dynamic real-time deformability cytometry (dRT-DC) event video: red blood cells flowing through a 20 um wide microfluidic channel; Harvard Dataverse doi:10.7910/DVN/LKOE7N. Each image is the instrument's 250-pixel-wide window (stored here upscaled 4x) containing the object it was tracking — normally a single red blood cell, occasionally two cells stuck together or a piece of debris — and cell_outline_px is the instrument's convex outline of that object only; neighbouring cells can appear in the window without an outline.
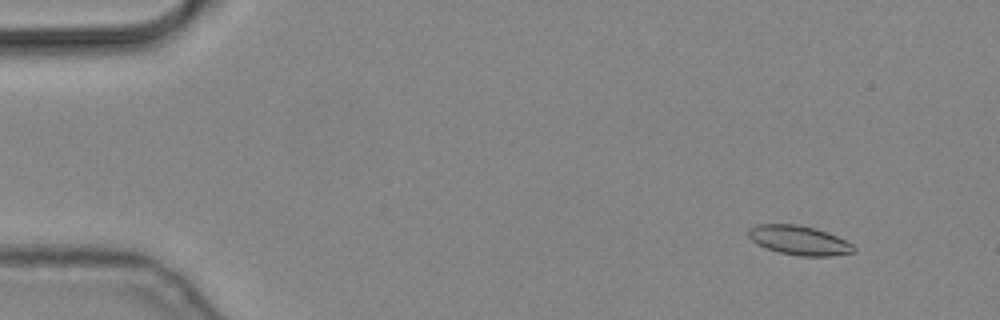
{"species": "common noctule bat (a hibernating species)", "species_latin": "Nyctalus noctula", "temperature_condition": "cold", "stored_images_in_passage": 7, "camera_frame_rate_fps": 3000, "um_per_image_px": 0.085, "animal": {"sex": "male", "body_mass_g": 19.2, "forearm_length_mm": 51.8}, "frame": {"image": 1, "passage_image": 2, "time_ms": 0.333, "image_size_px": [1000, 320], "cell_outline_px": [[856, 252], [832, 256], [800, 256], [780, 252], [756, 244], [748, 236], [748, 228], [756, 224], [800, 224], [816, 228], [828, 232], [852, 244], [856, 248]], "centroid_in_image_um": [67.93, 20.41], "position_along_channel_um": 17.1, "area_um2": 18.09}}
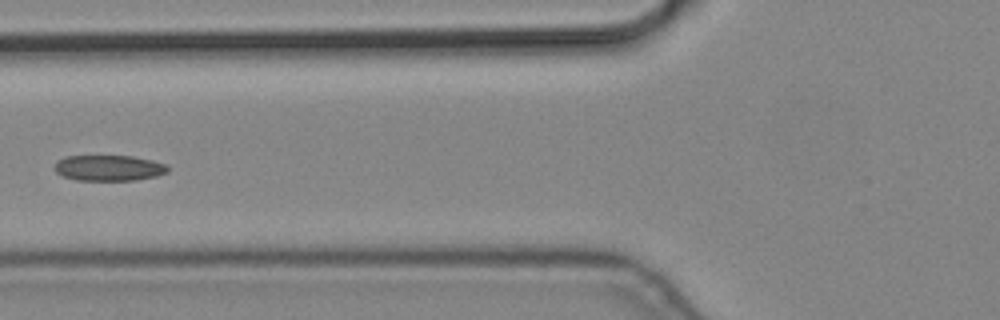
{"frame": {"image": 2, "passage_image": 6, "time_ms": 1.667, "image_size_px": [1000, 320], "cell_outline_px": [[168, 172], [156, 176], [136, 180], [76, 180], [64, 176], [56, 172], [52, 168], [56, 160], [64, 156], [132, 156], [152, 160], [164, 164], [168, 168]], "centroid_in_image_um": [9.2, 14.27], "position_along_channel_um": 116.6, "area_um2": 17.05}}
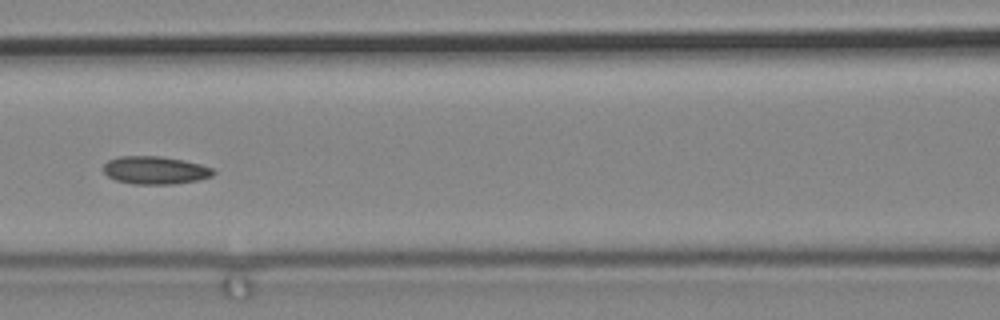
{"frame": {"image": 3, "passage_image": 7, "time_ms": 2.0, "image_size_px": [1000, 320], "cell_outline_px": [[216, 172], [212, 176], [200, 180], [172, 184], [132, 184], [116, 180], [108, 176], [104, 172], [104, 164], [108, 160], [120, 156], [160, 156], [184, 160], [200, 164], [212, 168]], "centroid_in_image_um": [13.2, 14.47], "position_along_channel_um": 153.4, "area_um2": 17.92}}